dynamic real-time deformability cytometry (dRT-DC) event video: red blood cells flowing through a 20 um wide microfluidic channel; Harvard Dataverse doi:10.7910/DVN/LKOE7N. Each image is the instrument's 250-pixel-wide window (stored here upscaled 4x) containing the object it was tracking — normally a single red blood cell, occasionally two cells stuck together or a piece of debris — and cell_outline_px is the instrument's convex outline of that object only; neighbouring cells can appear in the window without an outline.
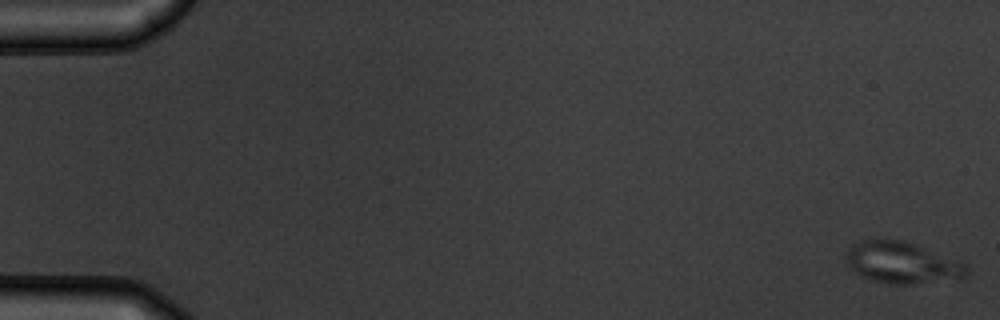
{"species": "common noctule bat (a hibernating species)", "species_latin": "Nyctalus noctula", "temperature_condition": "warm", "stored_images_in_passage": 46, "camera_frame_rate_fps": 3000, "um_per_image_px": 0.085, "animal": {"sex": "male", "body_mass_g": 19.5, "forearm_length_mm": 54.6}, "frame": {"image": 1, "passage_image": 1, "time_ms": 0.0, "image_size_px": [1000, 320], "cell_outline_px": [[968, 276], [960, 280], [904, 284], [892, 284], [872, 280], [860, 276], [844, 260], [844, 252], [852, 244], [860, 240], [904, 240], [968, 264]], "centroid_in_image_um": [76.69, 22.34], "position_along_channel_um": 8.3, "area_um2": 29.48}}
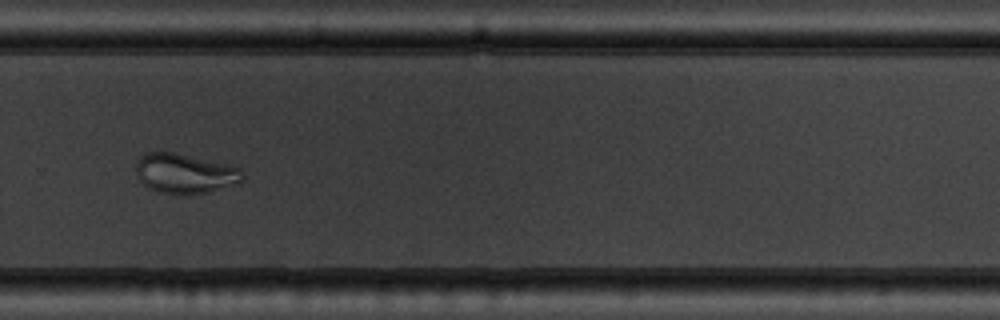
{"frame": {"image": 2, "passage_image": 38, "time_ms": 12.333, "image_size_px": [1000, 320], "cell_outline_px": [[244, 180], [240, 184], [208, 192], [184, 196], [156, 192], [144, 184], [136, 176], [136, 160], [140, 156], [148, 152], [176, 152], [240, 168], [244, 172]], "centroid_in_image_um": [15.73, 14.77], "position_along_channel_um": 314.1, "area_um2": 25.2}}
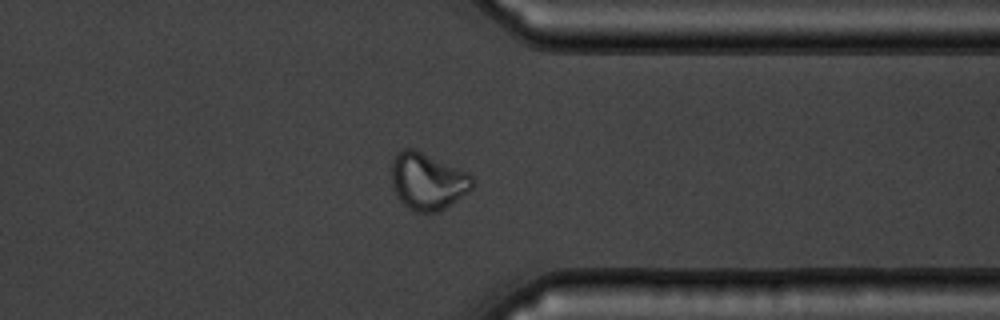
{"frame": {"image": 3, "passage_image": 43, "time_ms": 14.0, "image_size_px": [1000, 320], "cell_outline_px": [[472, 188], [468, 192], [440, 212], [416, 212], [408, 208], [396, 196], [392, 184], [392, 160], [396, 152], [400, 148], [412, 148], [468, 172], [472, 176]], "centroid_in_image_um": [36.32, 15.41], "position_along_channel_um": 375.1, "area_um2": 26.82}, "authors_computed_cell_mechanics": {"area_um2": 27.1082, "velocity_mm_per_s": 3.7828, "shape_relaxation_time_tau1_ms": 7.2137, "shape_relaxation_time_tau2_ms": 1.8296, "deformation_change_tau1": 0.1504, "deformation_change_tau2": 0.0604}}